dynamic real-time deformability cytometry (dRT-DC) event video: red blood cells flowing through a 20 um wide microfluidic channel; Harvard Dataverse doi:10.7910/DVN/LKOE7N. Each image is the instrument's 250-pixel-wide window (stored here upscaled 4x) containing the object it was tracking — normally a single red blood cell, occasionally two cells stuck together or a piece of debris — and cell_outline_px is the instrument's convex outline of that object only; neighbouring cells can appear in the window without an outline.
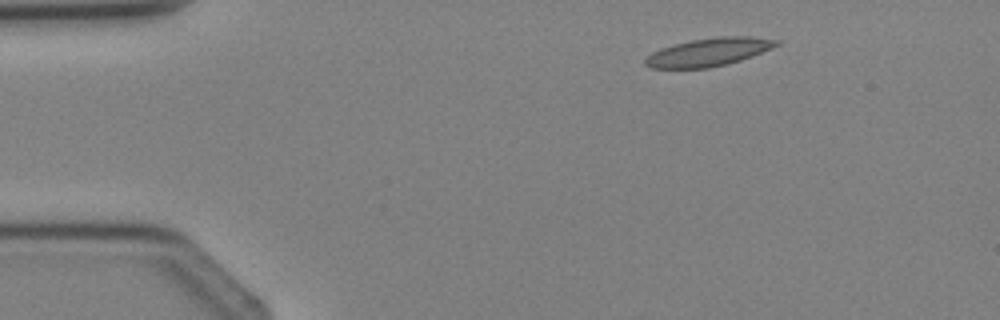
{"species": "Egyptian fruit bat (a non-hibernating species)", "species_latin": "Rousettus aegyptiacus", "temperature_condition": "cold", "stored_images_in_passage": 2, "camera_frame_rate_fps": 3000, "um_per_image_px": 0.085, "animal": {"sex": "female"}, "frame": {"image": 1, "passage_image": 1, "time_ms": 0.0, "image_size_px": [1000, 320], "cell_outline_px": [[780, 44], [772, 48], [740, 60], [708, 68], [652, 68], [644, 64], [644, 60], [652, 52], [660, 48], [692, 40], [720, 36], [748, 36], [780, 40]], "centroid_in_image_um": [60.24, 4.42], "position_along_channel_um": 24.8, "area_um2": 21.21}}